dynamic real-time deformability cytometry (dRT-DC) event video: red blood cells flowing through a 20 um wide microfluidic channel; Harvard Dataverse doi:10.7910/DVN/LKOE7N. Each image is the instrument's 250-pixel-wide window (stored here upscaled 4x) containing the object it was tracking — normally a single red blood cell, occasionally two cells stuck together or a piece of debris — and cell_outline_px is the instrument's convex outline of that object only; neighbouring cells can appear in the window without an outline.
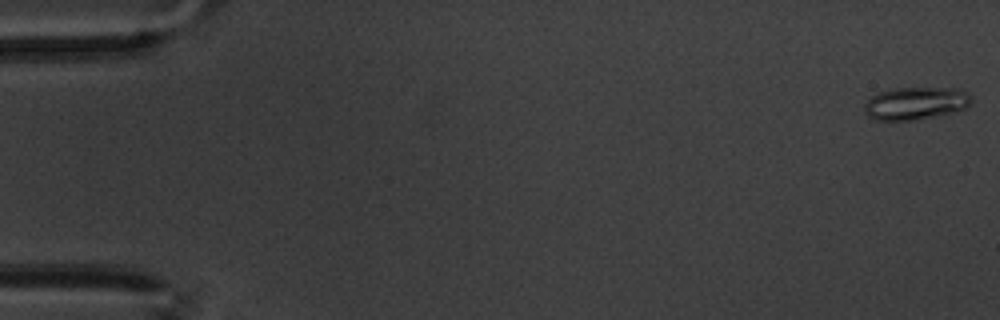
{"species": "common noctule bat (a hibernating species)", "species_latin": "Nyctalus noctula", "temperature_condition": "warm", "stored_images_in_passage": 60, "camera_frame_rate_fps": 3000, "um_per_image_px": 0.085, "animal": {"sex": "male", "body_mass_g": 20.1, "forearm_length_mm": 53.5}, "frame": {"image": 1, "passage_image": 1, "time_ms": 0.0, "image_size_px": [1000, 320], "cell_outline_px": [[972, 100], [964, 108], [916, 120], [872, 120], [864, 112], [864, 104], [872, 96], [880, 92], [896, 88], [956, 88], [972, 96]], "centroid_in_image_um": [77.77, 8.78], "position_along_channel_um": 7.2, "area_um2": 20.0}}
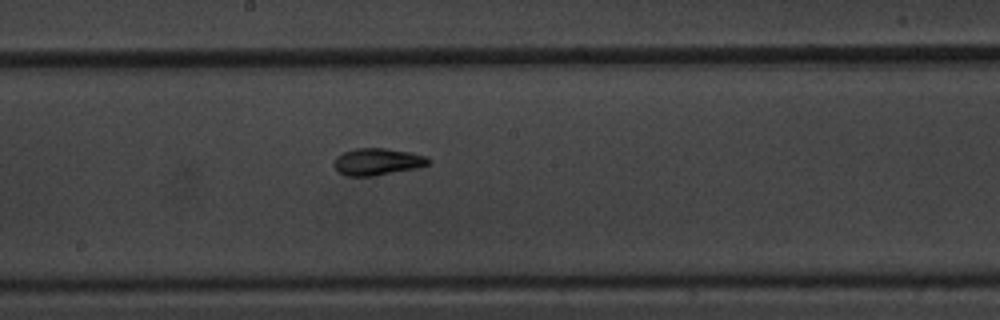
{"frame": {"image": 2, "passage_image": 33, "time_ms": 10.667, "image_size_px": [1000, 320], "cell_outline_px": [[432, 160], [428, 164], [416, 168], [372, 176], [344, 176], [336, 172], [332, 164], [336, 156], [344, 152], [356, 148], [384, 148], [412, 152], [428, 156]], "centroid_in_image_um": [32.05, 13.74], "position_along_channel_um": 216.2, "area_um2": 15.09}}
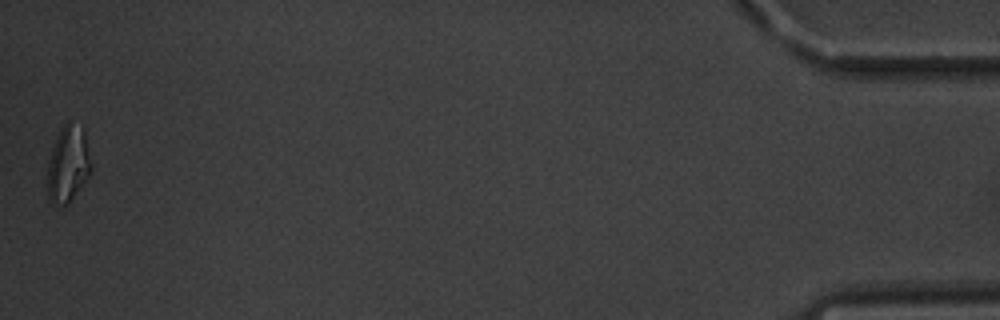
{"frame": {"image": 3, "passage_image": 60, "time_ms": 19.667, "image_size_px": [1000, 320], "cell_outline_px": [[92, 168], [88, 176], [68, 204], [60, 204], [48, 200], [48, 160], [56, 136], [60, 128], [68, 120], [84, 128], [92, 164]], "centroid_in_image_um": [5.8, 13.89], "position_along_channel_um": 429.4, "area_um2": 19.42}, "authors_computed_cell_mechanics": {"area_um2": 15.3748, "velocity_mm_per_s": 3.3828, "shape_relaxation_time_tau1_ms": 5.4978, "shape_relaxation_time_tau2_ms": 2.3247, "deformation_change_tau1": 0.187, "deformation_change_tau2": 0.0435}}